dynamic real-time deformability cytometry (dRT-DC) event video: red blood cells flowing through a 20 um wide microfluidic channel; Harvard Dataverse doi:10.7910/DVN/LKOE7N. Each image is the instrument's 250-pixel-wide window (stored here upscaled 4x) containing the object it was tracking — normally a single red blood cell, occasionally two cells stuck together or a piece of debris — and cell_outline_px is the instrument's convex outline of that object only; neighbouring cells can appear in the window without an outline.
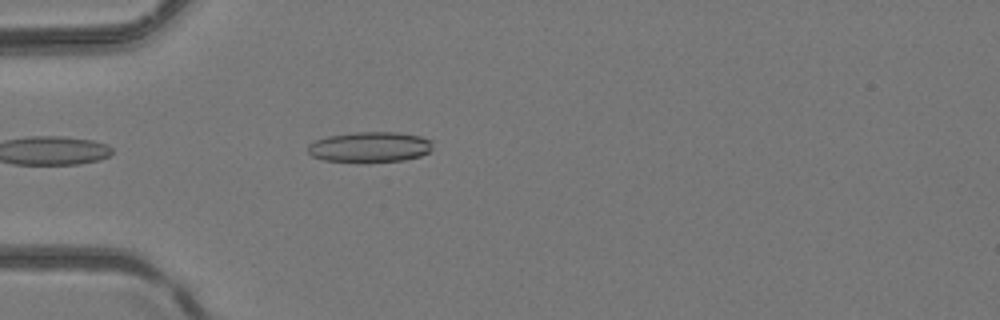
{"species": "common noctule bat (a hibernating species)", "species_latin": "Nyctalus noctula", "temperature_condition": "room temperature", "stored_images_in_passage": 5, "camera_frame_rate_fps": 3000, "um_per_image_px": 0.085, "animal": {"sex": "female", "body_mass_g": 24.6, "forearm_length_mm": 56.2}, "frame": {"image": 1, "passage_image": 5, "time_ms": 1.333, "image_size_px": [1000, 320], "cell_outline_px": [[432, 148], [428, 152], [420, 156], [404, 160], [368, 164], [324, 160], [312, 156], [308, 152], [308, 144], [316, 140], [328, 136], [356, 132], [400, 132], [420, 136], [432, 140]], "centroid_in_image_um": [31.44, 12.52], "position_along_channel_um": 53.6, "area_um2": 22.72}}